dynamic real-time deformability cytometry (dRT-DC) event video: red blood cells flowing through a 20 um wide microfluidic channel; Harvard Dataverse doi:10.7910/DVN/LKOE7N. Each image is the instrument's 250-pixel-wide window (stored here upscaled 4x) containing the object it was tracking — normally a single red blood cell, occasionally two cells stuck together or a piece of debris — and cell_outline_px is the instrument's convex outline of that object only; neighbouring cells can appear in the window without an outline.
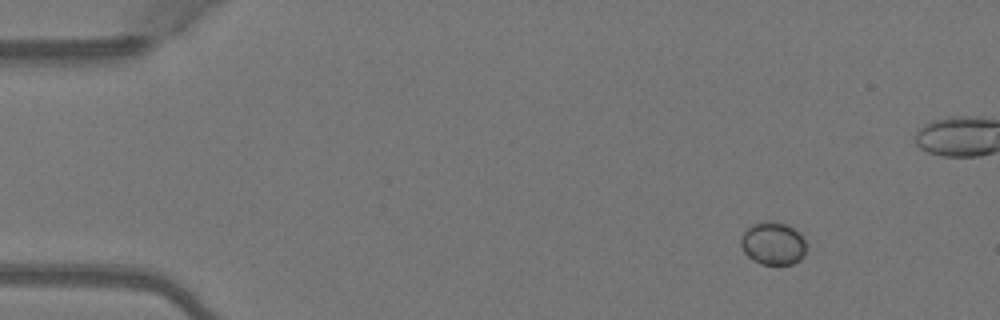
{"species": "Egyptian fruit bat (a non-hibernating species)", "species_latin": "Rousettus aegyptiacus", "temperature_condition": "warm", "stored_images_in_passage": 4, "camera_frame_rate_fps": 3000, "um_per_image_px": 0.085, "animal": {"sex": "female"}, "frame": {"image": 1, "passage_image": 1, "time_ms": 0.0, "image_size_px": [1000, 320], "cell_outline_px": [[804, 256], [800, 260], [792, 264], [760, 264], [752, 260], [744, 252], [740, 244], [740, 240], [744, 232], [752, 224], [760, 220], [772, 220], [784, 224], [792, 228], [804, 240]], "centroid_in_image_um": [65.66, 20.69], "position_along_channel_um": 19.3, "area_um2": 16.24}}